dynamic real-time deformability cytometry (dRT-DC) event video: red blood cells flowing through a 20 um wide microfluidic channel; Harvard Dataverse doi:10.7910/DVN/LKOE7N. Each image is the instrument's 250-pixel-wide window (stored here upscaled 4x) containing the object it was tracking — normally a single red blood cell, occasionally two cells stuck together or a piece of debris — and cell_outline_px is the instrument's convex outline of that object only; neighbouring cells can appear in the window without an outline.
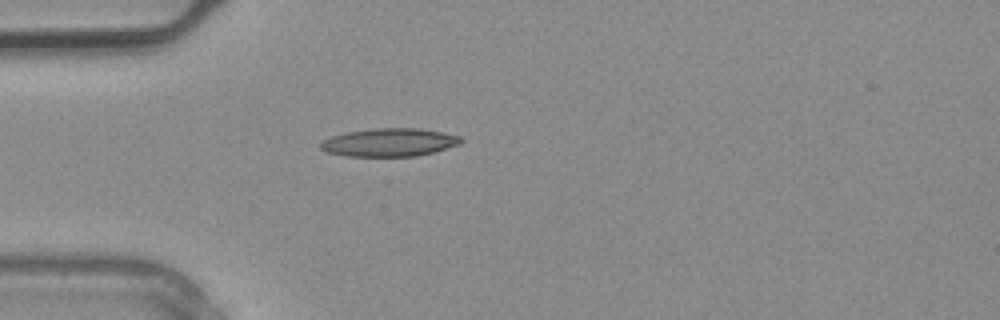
{"species": "common noctule bat (a hibernating species)", "species_latin": "Nyctalus noctula", "temperature_condition": "warm", "stored_images_in_passage": 1, "camera_frame_rate_fps": 3000, "um_per_image_px": 0.085, "animal": {"sex": "male", "body_mass_g": 20.4}, "frame": {"image": 1, "passage_image": 1, "time_ms": 0.0, "image_size_px": [1000, 320], "cell_outline_px": [[464, 140], [460, 144], [432, 152], [416, 156], [348, 156], [328, 152], [320, 148], [320, 144], [324, 140], [332, 136], [348, 132], [376, 128], [420, 128], [460, 136]], "centroid_in_image_um": [33.12, 12.1], "position_along_channel_um": 51.9, "area_um2": 22.72}}